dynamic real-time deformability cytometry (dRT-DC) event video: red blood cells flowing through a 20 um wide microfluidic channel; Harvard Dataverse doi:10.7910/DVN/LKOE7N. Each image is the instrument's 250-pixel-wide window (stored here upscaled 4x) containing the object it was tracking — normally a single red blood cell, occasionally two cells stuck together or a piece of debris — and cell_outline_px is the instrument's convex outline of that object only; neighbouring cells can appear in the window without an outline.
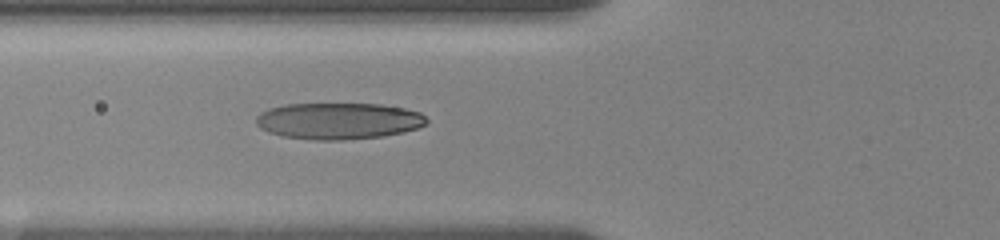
{"species": "human", "species_latin": "Homo sapiens", "temperature_condition": "room temperature", "stored_images_in_passage": 15, "camera_frame_rate_fps": 3000, "um_per_image_px": 0.085, "donor": {"sex": "female"}, "frame": {"image": 1, "passage_image": 15, "time_ms": 7.0, "image_size_px": [1000, 240], "cell_outline_px": [[428, 124], [404, 132], [380, 136], [340, 140], [316, 140], [284, 136], [268, 132], [260, 128], [256, 124], [256, 116], [260, 112], [268, 108], [284, 104], [380, 104], [404, 108], [420, 112], [428, 120]], "centroid_in_image_um": [28.75, 10.27], "position_along_channel_um": 97.0, "area_um2": 36.3}}